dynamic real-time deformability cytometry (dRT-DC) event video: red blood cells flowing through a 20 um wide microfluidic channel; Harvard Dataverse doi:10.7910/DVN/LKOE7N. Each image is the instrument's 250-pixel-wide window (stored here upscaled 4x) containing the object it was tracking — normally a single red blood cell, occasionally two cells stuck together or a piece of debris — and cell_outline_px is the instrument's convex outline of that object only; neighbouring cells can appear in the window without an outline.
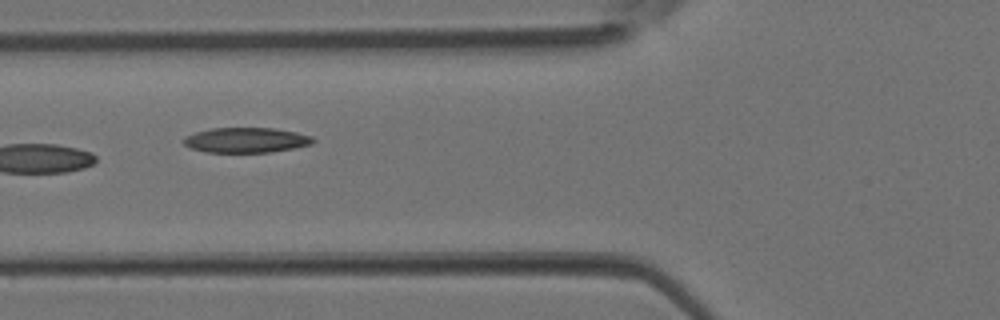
{"species": "Egyptian fruit bat (a non-hibernating species)", "species_latin": "Rousettus aegyptiacus", "temperature_condition": "room temperature", "stored_images_in_passage": 3, "camera_frame_rate_fps": 3000, "um_per_image_px": 0.085, "animal": {"sex": "female"}, "frame": {"image": 1, "passage_image": 3, "time_ms": 0.667, "image_size_px": [1000, 320], "cell_outline_px": [[316, 140], [312, 144], [292, 148], [268, 152], [204, 152], [188, 148], [184, 144], [184, 136], [196, 132], [212, 128], [272, 128], [296, 132], [312, 136]], "centroid_in_image_um": [20.89, 11.91], "position_along_channel_um": 104.9, "area_um2": 18.9}}